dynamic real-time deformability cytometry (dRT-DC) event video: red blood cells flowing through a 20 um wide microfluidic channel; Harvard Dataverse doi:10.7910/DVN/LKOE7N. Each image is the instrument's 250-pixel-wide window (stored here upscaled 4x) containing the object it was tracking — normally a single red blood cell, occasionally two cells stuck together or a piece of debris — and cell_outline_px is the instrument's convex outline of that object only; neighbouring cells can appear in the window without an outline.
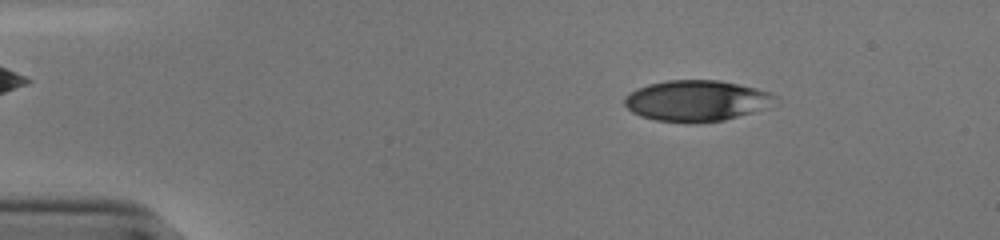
{"species": "human", "species_latin": "Homo sapiens", "temperature_condition": "cold", "stored_images_in_passage": 53, "camera_frame_rate_fps": 3000, "um_per_image_px": 0.085, "donor": {"sex": "male"}, "frame": {"image": 1, "passage_image": 9, "time_ms": 2.667, "image_size_px": [1000, 240], "cell_outline_px": [[776, 96], [752, 112], [724, 120], [656, 120], [640, 116], [632, 112], [624, 104], [624, 100], [636, 88], [648, 84], [668, 80], [720, 80], [756, 88], [768, 92]], "centroid_in_image_um": [59.1, 8.51], "position_along_channel_um": 25.9, "area_um2": 34.33}}
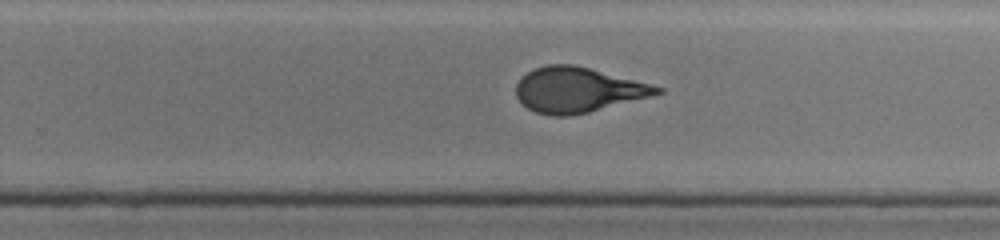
{"frame": {"image": 2, "passage_image": 35, "time_ms": 11.333, "image_size_px": [1000, 240], "cell_outline_px": [[664, 92], [588, 112], [568, 116], [552, 116], [536, 112], [528, 108], [516, 96], [516, 84], [532, 68], [548, 64], [572, 64], [588, 68], [664, 88]], "centroid_in_image_um": [49.06, 7.64], "position_along_channel_um": 280.7, "area_um2": 36.3}}
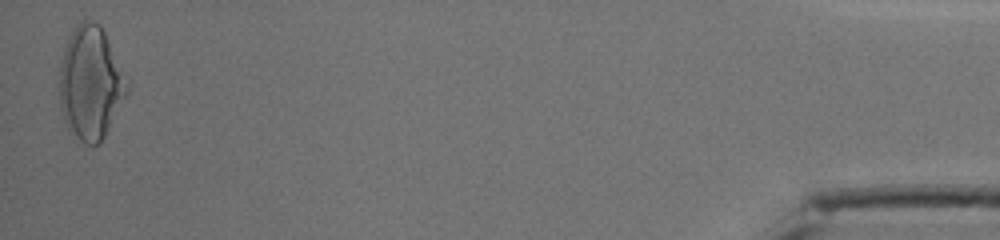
{"frame": {"image": 3, "passage_image": 53, "time_ms": 17.333, "image_size_px": [1000, 240], "cell_outline_px": [[128, 92], [104, 136], [96, 144], [84, 144], [68, 128], [64, 120], [60, 108], [60, 68], [64, 48], [76, 24], [84, 20], [92, 20], [100, 24], [104, 32], [128, 84]], "centroid_in_image_um": [7.68, 7.05], "position_along_channel_um": 427.5, "area_um2": 43.58}, "authors_computed_cell_mechanics": {"area_um2": 37.57, "velocity_mm_per_s": 3.881, "shape_relaxation_time_tau1_ms": 6.924, "shape_relaxation_time_tau2_ms": 0.934, "deformation_change_tau1": 0.2312, "deformation_change_tau2": 0.0913}}